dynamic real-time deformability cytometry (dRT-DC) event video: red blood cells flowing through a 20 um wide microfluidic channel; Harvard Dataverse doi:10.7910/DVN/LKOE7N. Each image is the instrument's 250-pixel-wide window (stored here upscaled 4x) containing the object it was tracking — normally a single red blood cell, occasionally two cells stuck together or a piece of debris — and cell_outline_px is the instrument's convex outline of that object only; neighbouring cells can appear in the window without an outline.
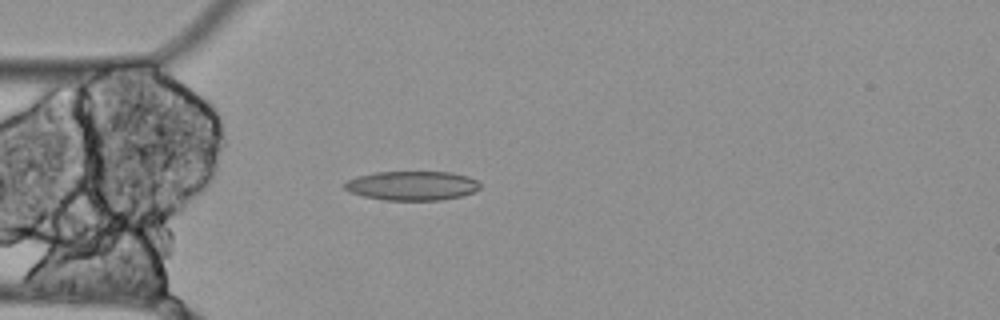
{"species": "Egyptian fruit bat (a non-hibernating species)", "species_latin": "Rousettus aegyptiacus", "temperature_condition": "cold", "stored_images_in_passage": 44, "camera_frame_rate_fps": 3000, "um_per_image_px": 0.085, "animal": {"sex": "female"}, "frame": {"image": 1, "passage_image": 3, "time_ms": 0.667, "image_size_px": [1000, 320], "cell_outline_px": [[480, 188], [476, 192], [460, 196], [440, 200], [384, 200], [364, 196], [348, 192], [344, 188], [344, 184], [348, 180], [356, 176], [372, 172], [452, 172], [468, 176], [476, 180], [480, 184]], "centroid_in_image_um": [35.02, 15.78], "position_along_channel_um": 50.0, "area_um2": 23.24}}
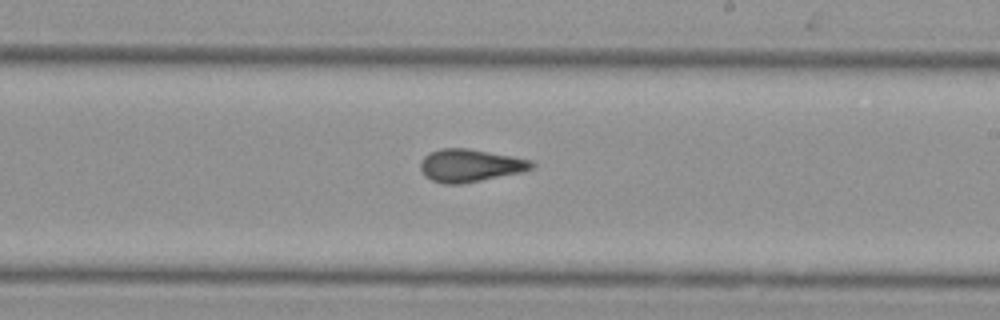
{"frame": {"image": 2, "passage_image": 20, "time_ms": 6.333, "image_size_px": [1000, 320], "cell_outline_px": [[536, 168], [524, 172], [460, 184], [444, 184], [432, 180], [424, 176], [420, 168], [420, 160], [428, 152], [440, 148], [468, 148], [512, 156], [532, 160], [536, 164]], "centroid_in_image_um": [39.97, 14.06], "position_along_channel_um": 249.0, "area_um2": 21.56}}
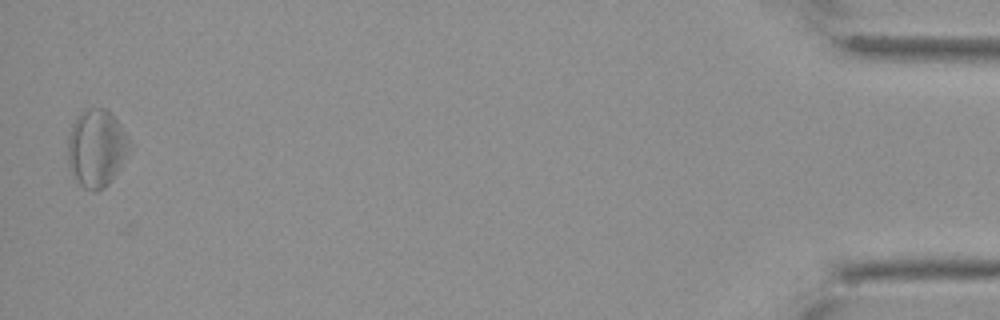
{"frame": {"image": 3, "passage_image": 43, "time_ms": 14.0, "image_size_px": [1000, 320], "cell_outline_px": [[132, 144], [120, 168], [108, 184], [104, 188], [96, 192], [92, 192], [84, 188], [72, 176], [68, 164], [68, 136], [72, 124], [76, 116], [80, 112], [88, 108], [104, 108], [120, 124]], "centroid_in_image_um": [8.18, 12.61], "position_along_channel_um": 427.0, "area_um2": 27.98}, "authors_computed_cell_mechanics": {"area_um2": 21.9929, "velocity_mm_per_s": 3.4812, "shape_relaxation_time_tau1_ms": null, "shape_relaxation_time_tau2_ms": 4.6298, "deformation_change_tau1": null, "deformation_change_tau2": 0.1338}}